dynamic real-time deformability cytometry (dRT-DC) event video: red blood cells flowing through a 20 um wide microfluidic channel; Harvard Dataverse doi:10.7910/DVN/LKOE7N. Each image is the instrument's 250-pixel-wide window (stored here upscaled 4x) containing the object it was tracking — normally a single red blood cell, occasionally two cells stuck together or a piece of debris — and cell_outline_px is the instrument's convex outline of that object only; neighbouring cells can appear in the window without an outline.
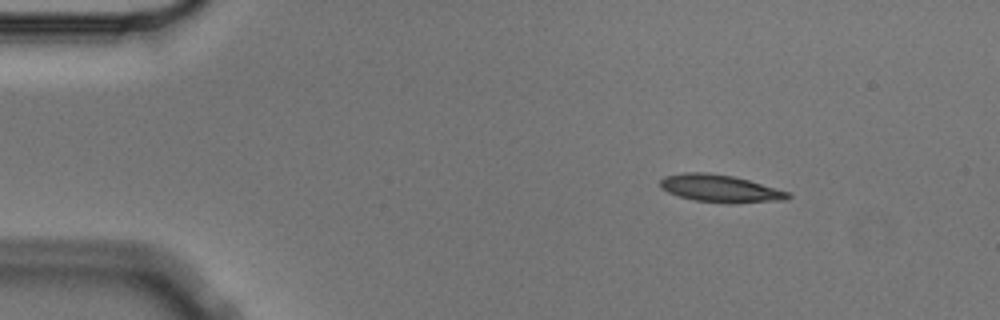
{"species": "Egyptian fruit bat (a non-hibernating species)", "species_latin": "Rousettus aegyptiacus", "temperature_condition": "cold", "stored_images_in_passage": 3, "camera_frame_rate_fps": 3000, "um_per_image_px": 0.085, "animal": {"sex": "male"}, "frame": {"image": 1, "passage_image": 1, "time_ms": 0.0, "image_size_px": [1000, 320], "cell_outline_px": [[792, 196], [788, 200], [728, 204], [692, 200], [668, 192], [660, 188], [660, 180], [664, 176], [684, 172], [704, 172], [732, 176], [748, 180], [792, 192]], "centroid_in_image_um": [61.26, 16.04], "position_along_channel_um": 23.7, "area_um2": 20.75}}
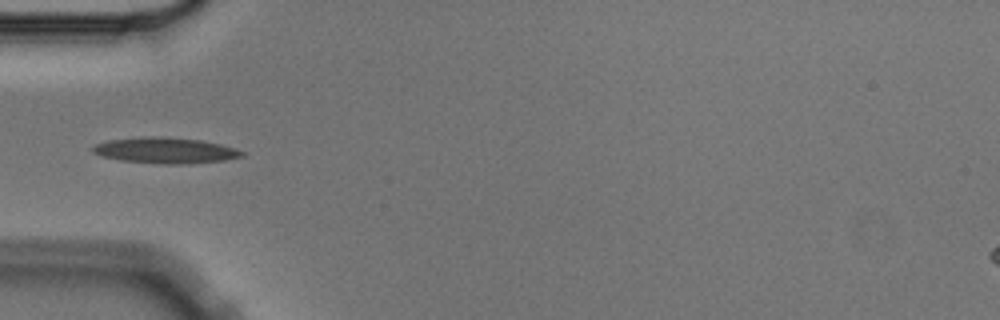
{"frame": {"image": 2, "passage_image": 3, "time_ms": 0.667, "image_size_px": [1000, 320], "cell_outline_px": [[244, 156], [224, 160], [188, 164], [164, 164], [120, 160], [100, 156], [92, 152], [92, 148], [96, 144], [108, 140], [140, 136], [160, 136], [200, 140], [220, 144], [236, 148], [244, 152]], "centroid_in_image_um": [14.04, 12.78], "position_along_channel_um": 71.0, "area_um2": 22.6}}